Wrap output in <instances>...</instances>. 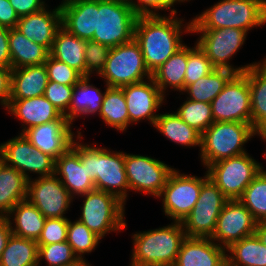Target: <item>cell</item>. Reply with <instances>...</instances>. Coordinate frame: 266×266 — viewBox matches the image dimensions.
<instances>
[{
    "label": "cell",
    "mask_w": 266,
    "mask_h": 266,
    "mask_svg": "<svg viewBox=\"0 0 266 266\" xmlns=\"http://www.w3.org/2000/svg\"><path fill=\"white\" fill-rule=\"evenodd\" d=\"M6 216L12 234L34 241H37L41 236L46 218L27 199L15 205Z\"/></svg>",
    "instance_id": "obj_29"
},
{
    "label": "cell",
    "mask_w": 266,
    "mask_h": 266,
    "mask_svg": "<svg viewBox=\"0 0 266 266\" xmlns=\"http://www.w3.org/2000/svg\"><path fill=\"white\" fill-rule=\"evenodd\" d=\"M9 51L12 69L43 64L50 55L47 48L34 43L16 28L9 30Z\"/></svg>",
    "instance_id": "obj_31"
},
{
    "label": "cell",
    "mask_w": 266,
    "mask_h": 266,
    "mask_svg": "<svg viewBox=\"0 0 266 266\" xmlns=\"http://www.w3.org/2000/svg\"><path fill=\"white\" fill-rule=\"evenodd\" d=\"M38 246V266L44 260L46 266H61L72 263L77 259L67 241Z\"/></svg>",
    "instance_id": "obj_42"
},
{
    "label": "cell",
    "mask_w": 266,
    "mask_h": 266,
    "mask_svg": "<svg viewBox=\"0 0 266 266\" xmlns=\"http://www.w3.org/2000/svg\"><path fill=\"white\" fill-rule=\"evenodd\" d=\"M175 112L200 134L214 123L210 103L186 99Z\"/></svg>",
    "instance_id": "obj_40"
},
{
    "label": "cell",
    "mask_w": 266,
    "mask_h": 266,
    "mask_svg": "<svg viewBox=\"0 0 266 266\" xmlns=\"http://www.w3.org/2000/svg\"><path fill=\"white\" fill-rule=\"evenodd\" d=\"M3 163V157H2V153L0 151V165Z\"/></svg>",
    "instance_id": "obj_57"
},
{
    "label": "cell",
    "mask_w": 266,
    "mask_h": 266,
    "mask_svg": "<svg viewBox=\"0 0 266 266\" xmlns=\"http://www.w3.org/2000/svg\"><path fill=\"white\" fill-rule=\"evenodd\" d=\"M137 17L127 0H98L92 41L110 48L129 42L134 38Z\"/></svg>",
    "instance_id": "obj_7"
},
{
    "label": "cell",
    "mask_w": 266,
    "mask_h": 266,
    "mask_svg": "<svg viewBox=\"0 0 266 266\" xmlns=\"http://www.w3.org/2000/svg\"><path fill=\"white\" fill-rule=\"evenodd\" d=\"M62 27L80 39L93 40L98 0H62Z\"/></svg>",
    "instance_id": "obj_22"
},
{
    "label": "cell",
    "mask_w": 266,
    "mask_h": 266,
    "mask_svg": "<svg viewBox=\"0 0 266 266\" xmlns=\"http://www.w3.org/2000/svg\"><path fill=\"white\" fill-rule=\"evenodd\" d=\"M187 58L188 46L184 44L169 59H167L165 63L152 73L151 78L165 97L168 95L166 93L169 88L171 91L174 90L180 94L184 91Z\"/></svg>",
    "instance_id": "obj_28"
},
{
    "label": "cell",
    "mask_w": 266,
    "mask_h": 266,
    "mask_svg": "<svg viewBox=\"0 0 266 266\" xmlns=\"http://www.w3.org/2000/svg\"><path fill=\"white\" fill-rule=\"evenodd\" d=\"M78 140V141H77ZM72 147L55 160V175L73 198H78L95 189V183L88 177L86 167L79 158V136Z\"/></svg>",
    "instance_id": "obj_20"
},
{
    "label": "cell",
    "mask_w": 266,
    "mask_h": 266,
    "mask_svg": "<svg viewBox=\"0 0 266 266\" xmlns=\"http://www.w3.org/2000/svg\"><path fill=\"white\" fill-rule=\"evenodd\" d=\"M255 234L262 244L266 246V222L257 223Z\"/></svg>",
    "instance_id": "obj_53"
},
{
    "label": "cell",
    "mask_w": 266,
    "mask_h": 266,
    "mask_svg": "<svg viewBox=\"0 0 266 266\" xmlns=\"http://www.w3.org/2000/svg\"><path fill=\"white\" fill-rule=\"evenodd\" d=\"M133 11L138 16L160 15L159 11H169L170 14H177L174 5L180 3L179 0H127ZM174 7V8H172Z\"/></svg>",
    "instance_id": "obj_47"
},
{
    "label": "cell",
    "mask_w": 266,
    "mask_h": 266,
    "mask_svg": "<svg viewBox=\"0 0 266 266\" xmlns=\"http://www.w3.org/2000/svg\"><path fill=\"white\" fill-rule=\"evenodd\" d=\"M43 10L19 17L16 29L34 43L41 44L49 51L55 40L56 33L62 27L60 5L54 9Z\"/></svg>",
    "instance_id": "obj_21"
},
{
    "label": "cell",
    "mask_w": 266,
    "mask_h": 266,
    "mask_svg": "<svg viewBox=\"0 0 266 266\" xmlns=\"http://www.w3.org/2000/svg\"><path fill=\"white\" fill-rule=\"evenodd\" d=\"M226 253L211 238L186 237L173 266H227Z\"/></svg>",
    "instance_id": "obj_23"
},
{
    "label": "cell",
    "mask_w": 266,
    "mask_h": 266,
    "mask_svg": "<svg viewBox=\"0 0 266 266\" xmlns=\"http://www.w3.org/2000/svg\"><path fill=\"white\" fill-rule=\"evenodd\" d=\"M206 172L228 200H235L260 173V163L247 152L217 161L209 165Z\"/></svg>",
    "instance_id": "obj_10"
},
{
    "label": "cell",
    "mask_w": 266,
    "mask_h": 266,
    "mask_svg": "<svg viewBox=\"0 0 266 266\" xmlns=\"http://www.w3.org/2000/svg\"><path fill=\"white\" fill-rule=\"evenodd\" d=\"M48 81L45 63L12 69L10 99L43 96Z\"/></svg>",
    "instance_id": "obj_25"
},
{
    "label": "cell",
    "mask_w": 266,
    "mask_h": 266,
    "mask_svg": "<svg viewBox=\"0 0 266 266\" xmlns=\"http://www.w3.org/2000/svg\"><path fill=\"white\" fill-rule=\"evenodd\" d=\"M28 179L14 167L0 165V216H6L19 202L26 200Z\"/></svg>",
    "instance_id": "obj_32"
},
{
    "label": "cell",
    "mask_w": 266,
    "mask_h": 266,
    "mask_svg": "<svg viewBox=\"0 0 266 266\" xmlns=\"http://www.w3.org/2000/svg\"><path fill=\"white\" fill-rule=\"evenodd\" d=\"M210 104L214 122L251 123L249 78L235 74Z\"/></svg>",
    "instance_id": "obj_14"
},
{
    "label": "cell",
    "mask_w": 266,
    "mask_h": 266,
    "mask_svg": "<svg viewBox=\"0 0 266 266\" xmlns=\"http://www.w3.org/2000/svg\"><path fill=\"white\" fill-rule=\"evenodd\" d=\"M207 178L206 171L204 176L198 177L175 168L157 197L162 200L164 215L174 222H182L197 203L202 183Z\"/></svg>",
    "instance_id": "obj_11"
},
{
    "label": "cell",
    "mask_w": 266,
    "mask_h": 266,
    "mask_svg": "<svg viewBox=\"0 0 266 266\" xmlns=\"http://www.w3.org/2000/svg\"><path fill=\"white\" fill-rule=\"evenodd\" d=\"M266 65V56H264V59L261 60Z\"/></svg>",
    "instance_id": "obj_59"
},
{
    "label": "cell",
    "mask_w": 266,
    "mask_h": 266,
    "mask_svg": "<svg viewBox=\"0 0 266 266\" xmlns=\"http://www.w3.org/2000/svg\"><path fill=\"white\" fill-rule=\"evenodd\" d=\"M9 30L0 26V67L11 68V55L9 51Z\"/></svg>",
    "instance_id": "obj_51"
},
{
    "label": "cell",
    "mask_w": 266,
    "mask_h": 266,
    "mask_svg": "<svg viewBox=\"0 0 266 266\" xmlns=\"http://www.w3.org/2000/svg\"><path fill=\"white\" fill-rule=\"evenodd\" d=\"M192 33L197 35L200 33L195 43L207 55L216 69H228L239 74L244 73L251 65L258 63L252 62L239 67H234L230 63V60L245 44L249 33L247 31L229 27L221 29H191Z\"/></svg>",
    "instance_id": "obj_9"
},
{
    "label": "cell",
    "mask_w": 266,
    "mask_h": 266,
    "mask_svg": "<svg viewBox=\"0 0 266 266\" xmlns=\"http://www.w3.org/2000/svg\"><path fill=\"white\" fill-rule=\"evenodd\" d=\"M19 17L33 14L47 7L45 0H9Z\"/></svg>",
    "instance_id": "obj_48"
},
{
    "label": "cell",
    "mask_w": 266,
    "mask_h": 266,
    "mask_svg": "<svg viewBox=\"0 0 266 266\" xmlns=\"http://www.w3.org/2000/svg\"><path fill=\"white\" fill-rule=\"evenodd\" d=\"M101 238L92 232L79 220L68 221L67 242L74 255L79 259H86L85 254H91L100 244Z\"/></svg>",
    "instance_id": "obj_38"
},
{
    "label": "cell",
    "mask_w": 266,
    "mask_h": 266,
    "mask_svg": "<svg viewBox=\"0 0 266 266\" xmlns=\"http://www.w3.org/2000/svg\"><path fill=\"white\" fill-rule=\"evenodd\" d=\"M83 199L81 217L77 220L103 239L106 234L121 232L126 227L125 203L115 195L94 189L78 196Z\"/></svg>",
    "instance_id": "obj_6"
},
{
    "label": "cell",
    "mask_w": 266,
    "mask_h": 266,
    "mask_svg": "<svg viewBox=\"0 0 266 266\" xmlns=\"http://www.w3.org/2000/svg\"><path fill=\"white\" fill-rule=\"evenodd\" d=\"M176 15L137 17L134 39L140 46L145 65L151 74L185 44L183 34H191L192 20L184 24V20Z\"/></svg>",
    "instance_id": "obj_1"
},
{
    "label": "cell",
    "mask_w": 266,
    "mask_h": 266,
    "mask_svg": "<svg viewBox=\"0 0 266 266\" xmlns=\"http://www.w3.org/2000/svg\"><path fill=\"white\" fill-rule=\"evenodd\" d=\"M192 20L191 29L238 28L249 31L266 25L265 0H219Z\"/></svg>",
    "instance_id": "obj_3"
},
{
    "label": "cell",
    "mask_w": 266,
    "mask_h": 266,
    "mask_svg": "<svg viewBox=\"0 0 266 266\" xmlns=\"http://www.w3.org/2000/svg\"><path fill=\"white\" fill-rule=\"evenodd\" d=\"M0 151L3 162L21 172L28 180L32 179L31 173L37 174V177L55 173V160L33 147L21 133L1 143Z\"/></svg>",
    "instance_id": "obj_15"
},
{
    "label": "cell",
    "mask_w": 266,
    "mask_h": 266,
    "mask_svg": "<svg viewBox=\"0 0 266 266\" xmlns=\"http://www.w3.org/2000/svg\"><path fill=\"white\" fill-rule=\"evenodd\" d=\"M227 201L222 191L207 178L202 183L197 203L181 222L186 237L211 238L218 216Z\"/></svg>",
    "instance_id": "obj_12"
},
{
    "label": "cell",
    "mask_w": 266,
    "mask_h": 266,
    "mask_svg": "<svg viewBox=\"0 0 266 266\" xmlns=\"http://www.w3.org/2000/svg\"><path fill=\"white\" fill-rule=\"evenodd\" d=\"M86 40L69 33L61 27L56 33L50 50V56L66 63L85 77Z\"/></svg>",
    "instance_id": "obj_30"
},
{
    "label": "cell",
    "mask_w": 266,
    "mask_h": 266,
    "mask_svg": "<svg viewBox=\"0 0 266 266\" xmlns=\"http://www.w3.org/2000/svg\"><path fill=\"white\" fill-rule=\"evenodd\" d=\"M12 68L0 67V105L6 109L11 97Z\"/></svg>",
    "instance_id": "obj_49"
},
{
    "label": "cell",
    "mask_w": 266,
    "mask_h": 266,
    "mask_svg": "<svg viewBox=\"0 0 266 266\" xmlns=\"http://www.w3.org/2000/svg\"><path fill=\"white\" fill-rule=\"evenodd\" d=\"M73 124L67 118H57L48 123L27 128L21 134L25 136L33 147L56 160L65 154L75 139L80 135L73 132ZM76 137V138H75Z\"/></svg>",
    "instance_id": "obj_17"
},
{
    "label": "cell",
    "mask_w": 266,
    "mask_h": 266,
    "mask_svg": "<svg viewBox=\"0 0 266 266\" xmlns=\"http://www.w3.org/2000/svg\"><path fill=\"white\" fill-rule=\"evenodd\" d=\"M98 116L107 126L119 132L128 129L129 113L122 88L106 85V93Z\"/></svg>",
    "instance_id": "obj_36"
},
{
    "label": "cell",
    "mask_w": 266,
    "mask_h": 266,
    "mask_svg": "<svg viewBox=\"0 0 266 266\" xmlns=\"http://www.w3.org/2000/svg\"><path fill=\"white\" fill-rule=\"evenodd\" d=\"M244 74L249 78L251 124L257 134L266 131V65L260 60Z\"/></svg>",
    "instance_id": "obj_27"
},
{
    "label": "cell",
    "mask_w": 266,
    "mask_h": 266,
    "mask_svg": "<svg viewBox=\"0 0 266 266\" xmlns=\"http://www.w3.org/2000/svg\"><path fill=\"white\" fill-rule=\"evenodd\" d=\"M130 266H170V265H164V264H147V265H130Z\"/></svg>",
    "instance_id": "obj_56"
},
{
    "label": "cell",
    "mask_w": 266,
    "mask_h": 266,
    "mask_svg": "<svg viewBox=\"0 0 266 266\" xmlns=\"http://www.w3.org/2000/svg\"><path fill=\"white\" fill-rule=\"evenodd\" d=\"M239 201L258 223L266 222V176L259 173L246 187Z\"/></svg>",
    "instance_id": "obj_39"
},
{
    "label": "cell",
    "mask_w": 266,
    "mask_h": 266,
    "mask_svg": "<svg viewBox=\"0 0 266 266\" xmlns=\"http://www.w3.org/2000/svg\"><path fill=\"white\" fill-rule=\"evenodd\" d=\"M235 74L228 69H215L210 74L189 84L182 95L186 93L189 100L211 103Z\"/></svg>",
    "instance_id": "obj_35"
},
{
    "label": "cell",
    "mask_w": 266,
    "mask_h": 266,
    "mask_svg": "<svg viewBox=\"0 0 266 266\" xmlns=\"http://www.w3.org/2000/svg\"><path fill=\"white\" fill-rule=\"evenodd\" d=\"M256 136L261 137V140H263L264 142H266V131H262L257 133ZM263 156L266 159V151L263 153ZM265 167H263L262 163L260 164V173L264 176H266V170L264 169Z\"/></svg>",
    "instance_id": "obj_55"
},
{
    "label": "cell",
    "mask_w": 266,
    "mask_h": 266,
    "mask_svg": "<svg viewBox=\"0 0 266 266\" xmlns=\"http://www.w3.org/2000/svg\"><path fill=\"white\" fill-rule=\"evenodd\" d=\"M45 66L49 81H54L58 84L75 85L83 78L77 70L50 55L45 61Z\"/></svg>",
    "instance_id": "obj_44"
},
{
    "label": "cell",
    "mask_w": 266,
    "mask_h": 266,
    "mask_svg": "<svg viewBox=\"0 0 266 266\" xmlns=\"http://www.w3.org/2000/svg\"><path fill=\"white\" fill-rule=\"evenodd\" d=\"M73 88L74 85H63L54 81H48L44 96L62 115H65L70 107Z\"/></svg>",
    "instance_id": "obj_46"
},
{
    "label": "cell",
    "mask_w": 266,
    "mask_h": 266,
    "mask_svg": "<svg viewBox=\"0 0 266 266\" xmlns=\"http://www.w3.org/2000/svg\"><path fill=\"white\" fill-rule=\"evenodd\" d=\"M257 223L239 199L228 200L218 216L211 239L227 249L242 238L255 234Z\"/></svg>",
    "instance_id": "obj_18"
},
{
    "label": "cell",
    "mask_w": 266,
    "mask_h": 266,
    "mask_svg": "<svg viewBox=\"0 0 266 266\" xmlns=\"http://www.w3.org/2000/svg\"><path fill=\"white\" fill-rule=\"evenodd\" d=\"M37 241L12 234L0 258V266H38Z\"/></svg>",
    "instance_id": "obj_37"
},
{
    "label": "cell",
    "mask_w": 266,
    "mask_h": 266,
    "mask_svg": "<svg viewBox=\"0 0 266 266\" xmlns=\"http://www.w3.org/2000/svg\"><path fill=\"white\" fill-rule=\"evenodd\" d=\"M121 88L129 113V127L142 120H148L150 125L154 126L159 116V113H156L158 109H161L162 104L165 103L166 97L153 79L148 78L141 82L122 86Z\"/></svg>",
    "instance_id": "obj_19"
},
{
    "label": "cell",
    "mask_w": 266,
    "mask_h": 266,
    "mask_svg": "<svg viewBox=\"0 0 266 266\" xmlns=\"http://www.w3.org/2000/svg\"><path fill=\"white\" fill-rule=\"evenodd\" d=\"M7 113L21 121V133L27 128L48 123L57 118H66L43 95L27 99H10Z\"/></svg>",
    "instance_id": "obj_24"
},
{
    "label": "cell",
    "mask_w": 266,
    "mask_h": 266,
    "mask_svg": "<svg viewBox=\"0 0 266 266\" xmlns=\"http://www.w3.org/2000/svg\"><path fill=\"white\" fill-rule=\"evenodd\" d=\"M108 87L121 88L152 77L145 65L138 42H129L110 48L105 67L98 75Z\"/></svg>",
    "instance_id": "obj_8"
},
{
    "label": "cell",
    "mask_w": 266,
    "mask_h": 266,
    "mask_svg": "<svg viewBox=\"0 0 266 266\" xmlns=\"http://www.w3.org/2000/svg\"><path fill=\"white\" fill-rule=\"evenodd\" d=\"M19 16L9 0H0V26L6 28H16Z\"/></svg>",
    "instance_id": "obj_50"
},
{
    "label": "cell",
    "mask_w": 266,
    "mask_h": 266,
    "mask_svg": "<svg viewBox=\"0 0 266 266\" xmlns=\"http://www.w3.org/2000/svg\"><path fill=\"white\" fill-rule=\"evenodd\" d=\"M226 252L227 266H266V246L256 234L233 243Z\"/></svg>",
    "instance_id": "obj_34"
},
{
    "label": "cell",
    "mask_w": 266,
    "mask_h": 266,
    "mask_svg": "<svg viewBox=\"0 0 266 266\" xmlns=\"http://www.w3.org/2000/svg\"><path fill=\"white\" fill-rule=\"evenodd\" d=\"M175 168L148 155L125 153L129 191L157 198Z\"/></svg>",
    "instance_id": "obj_13"
},
{
    "label": "cell",
    "mask_w": 266,
    "mask_h": 266,
    "mask_svg": "<svg viewBox=\"0 0 266 266\" xmlns=\"http://www.w3.org/2000/svg\"><path fill=\"white\" fill-rule=\"evenodd\" d=\"M79 135V158L86 167L88 177L95 183V189L111 193L126 204L129 185L125 170V152L84 144Z\"/></svg>",
    "instance_id": "obj_2"
},
{
    "label": "cell",
    "mask_w": 266,
    "mask_h": 266,
    "mask_svg": "<svg viewBox=\"0 0 266 266\" xmlns=\"http://www.w3.org/2000/svg\"><path fill=\"white\" fill-rule=\"evenodd\" d=\"M166 139L188 148H201V134L184 122L176 112L159 114L153 126Z\"/></svg>",
    "instance_id": "obj_33"
},
{
    "label": "cell",
    "mask_w": 266,
    "mask_h": 266,
    "mask_svg": "<svg viewBox=\"0 0 266 266\" xmlns=\"http://www.w3.org/2000/svg\"><path fill=\"white\" fill-rule=\"evenodd\" d=\"M61 266H92V264L89 263L85 259H79V258H77L74 262L69 263V264H64V265H61Z\"/></svg>",
    "instance_id": "obj_54"
},
{
    "label": "cell",
    "mask_w": 266,
    "mask_h": 266,
    "mask_svg": "<svg viewBox=\"0 0 266 266\" xmlns=\"http://www.w3.org/2000/svg\"><path fill=\"white\" fill-rule=\"evenodd\" d=\"M91 76L83 77L77 84L74 85L70 107L65 114V117L73 124L76 118L82 116L99 115L102 107V102L106 93L100 88L90 84Z\"/></svg>",
    "instance_id": "obj_26"
},
{
    "label": "cell",
    "mask_w": 266,
    "mask_h": 266,
    "mask_svg": "<svg viewBox=\"0 0 266 266\" xmlns=\"http://www.w3.org/2000/svg\"><path fill=\"white\" fill-rule=\"evenodd\" d=\"M257 134L251 123L214 122L201 134L199 157L205 169L220 160L247 153L245 144Z\"/></svg>",
    "instance_id": "obj_5"
},
{
    "label": "cell",
    "mask_w": 266,
    "mask_h": 266,
    "mask_svg": "<svg viewBox=\"0 0 266 266\" xmlns=\"http://www.w3.org/2000/svg\"><path fill=\"white\" fill-rule=\"evenodd\" d=\"M216 68L207 55L195 43L194 47L188 46L187 68L184 77V89L199 78L210 74Z\"/></svg>",
    "instance_id": "obj_41"
},
{
    "label": "cell",
    "mask_w": 266,
    "mask_h": 266,
    "mask_svg": "<svg viewBox=\"0 0 266 266\" xmlns=\"http://www.w3.org/2000/svg\"><path fill=\"white\" fill-rule=\"evenodd\" d=\"M11 235L12 231L7 216H0V258Z\"/></svg>",
    "instance_id": "obj_52"
},
{
    "label": "cell",
    "mask_w": 266,
    "mask_h": 266,
    "mask_svg": "<svg viewBox=\"0 0 266 266\" xmlns=\"http://www.w3.org/2000/svg\"><path fill=\"white\" fill-rule=\"evenodd\" d=\"M69 218H47L37 240L38 245H48L67 241Z\"/></svg>",
    "instance_id": "obj_45"
},
{
    "label": "cell",
    "mask_w": 266,
    "mask_h": 266,
    "mask_svg": "<svg viewBox=\"0 0 266 266\" xmlns=\"http://www.w3.org/2000/svg\"><path fill=\"white\" fill-rule=\"evenodd\" d=\"M110 47L104 44L86 40L85 47V77L99 75L105 67Z\"/></svg>",
    "instance_id": "obj_43"
},
{
    "label": "cell",
    "mask_w": 266,
    "mask_h": 266,
    "mask_svg": "<svg viewBox=\"0 0 266 266\" xmlns=\"http://www.w3.org/2000/svg\"><path fill=\"white\" fill-rule=\"evenodd\" d=\"M133 249L129 265L164 264L173 266L186 234L181 222L148 231H138L131 236Z\"/></svg>",
    "instance_id": "obj_4"
},
{
    "label": "cell",
    "mask_w": 266,
    "mask_h": 266,
    "mask_svg": "<svg viewBox=\"0 0 266 266\" xmlns=\"http://www.w3.org/2000/svg\"><path fill=\"white\" fill-rule=\"evenodd\" d=\"M47 218H63L74 198L53 174L28 180L27 198ZM67 211V212H66Z\"/></svg>",
    "instance_id": "obj_16"
},
{
    "label": "cell",
    "mask_w": 266,
    "mask_h": 266,
    "mask_svg": "<svg viewBox=\"0 0 266 266\" xmlns=\"http://www.w3.org/2000/svg\"><path fill=\"white\" fill-rule=\"evenodd\" d=\"M191 0H179L180 3H183V2H190Z\"/></svg>",
    "instance_id": "obj_58"
}]
</instances>
